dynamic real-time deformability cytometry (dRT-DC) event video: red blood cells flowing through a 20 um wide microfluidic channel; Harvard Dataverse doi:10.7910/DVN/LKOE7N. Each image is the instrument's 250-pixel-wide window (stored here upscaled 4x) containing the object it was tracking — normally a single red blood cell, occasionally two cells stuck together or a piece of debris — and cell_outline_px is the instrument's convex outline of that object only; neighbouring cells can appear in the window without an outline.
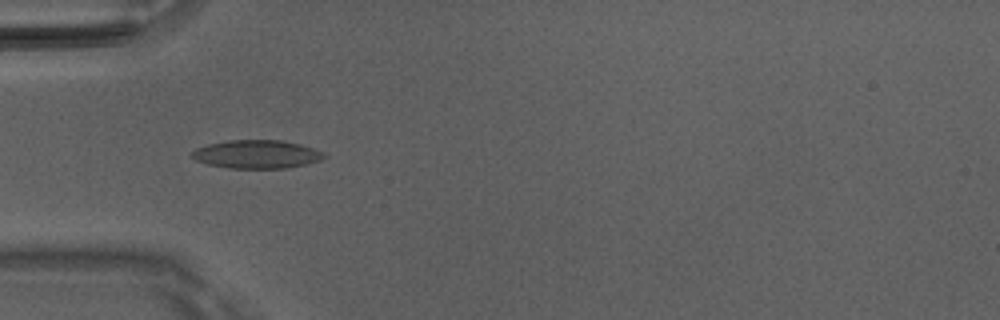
{"species": "Egyptian fruit bat (a non-hibernating species)", "species_latin": "Rousettus aegyptiacus", "temperature_condition": "room temperature", "stored_images_in_passage": 41, "camera_frame_rate_fps": 3000, "um_per_image_px": 0.085, "animal": {"sex": "male"}, "frame": {"image": 1, "passage_image": 7, "time_ms": 2.0, "image_size_px": [1000, 320], "cell_outline_px": [[328, 156], [320, 160], [288, 168], [228, 168], [208, 164], [196, 160], [188, 156], [196, 148], [208, 144], [228, 140], [280, 140], [300, 144], [324, 152]], "centroid_in_image_um": [21.8, 13.11], "position_along_channel_um": 63.2, "area_um2": 21.85}}
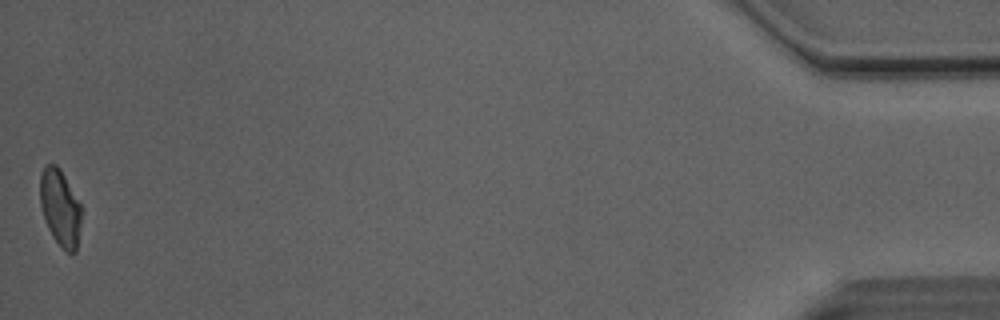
{"frame": {"image": 2, "passage_image": 41, "time_ms": 13.333, "image_size_px": [1000, 320], "cell_outline_px": [[84, 208], [76, 252], [64, 252], [60, 248], [52, 236], [48, 228], [40, 204], [40, 176], [44, 164], [56, 164], [60, 168]], "centroid_in_image_um": [5.15, 17.67], "position_along_channel_um": 430.1, "area_um2": 19.02}, "authors_computed_cell_mechanics": {"area_um2": 19.652, "velocity_mm_per_s": 4.1059, "shape_relaxation_time_tau1_ms": 10.0296, "shape_relaxation_time_tau2_ms": 2.5889, "deformation_change_tau1": 0.2431, "deformation_change_tau2": 0.0981}}